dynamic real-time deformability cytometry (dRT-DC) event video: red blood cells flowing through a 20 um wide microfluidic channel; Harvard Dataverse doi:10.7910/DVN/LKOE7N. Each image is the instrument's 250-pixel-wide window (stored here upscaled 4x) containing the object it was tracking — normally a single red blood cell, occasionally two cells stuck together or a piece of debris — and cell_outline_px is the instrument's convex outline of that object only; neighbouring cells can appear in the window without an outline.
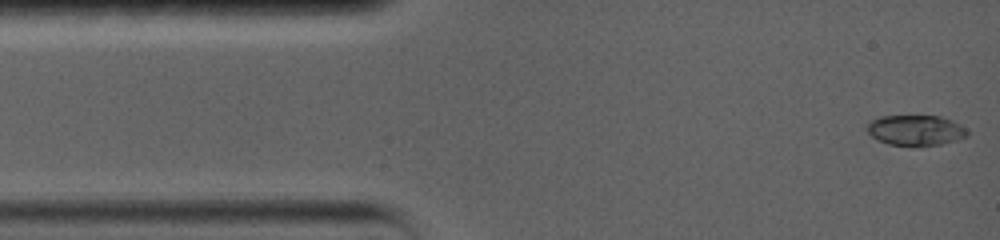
{"species": "common noctule bat (a hibernating species)", "species_latin": "Nyctalus noctula", "temperature_condition": "warm", "stored_images_in_passage": 86, "camera_frame_rate_fps": 5000, "um_per_image_px": 0.085, "animal": {"sex": "female", "body_mass_g": 19.0, "forearm_length_mm": 56.7}, "frame": {"image": 1, "passage_image": 1, "time_ms": 0.0, "image_size_px": [1000, 240], "cell_outline_px": [[968, 136], [956, 140], [940, 144], [912, 148], [888, 144], [872, 136], [864, 128], [872, 120], [880, 116], [940, 116], [952, 120], [960, 124], [968, 132]], "centroid_in_image_um": [77.82, 11.1], "position_along_channel_um": 7.2, "area_um2": 18.09}}
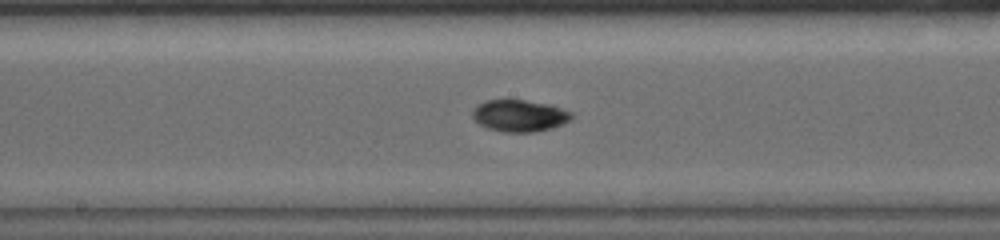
{"frame": {"image": 2, "passage_image": 37, "time_ms": 7.2, "image_size_px": [1000, 240], "cell_outline_px": [[572, 120], [548, 128], [532, 132], [504, 132], [488, 128], [480, 124], [472, 116], [472, 108], [476, 104], [484, 100], [524, 100], [552, 104], [572, 112]], "centroid_in_image_um": [44.13, 9.81], "position_along_channel_um": 204.1, "area_um2": 18.38}}
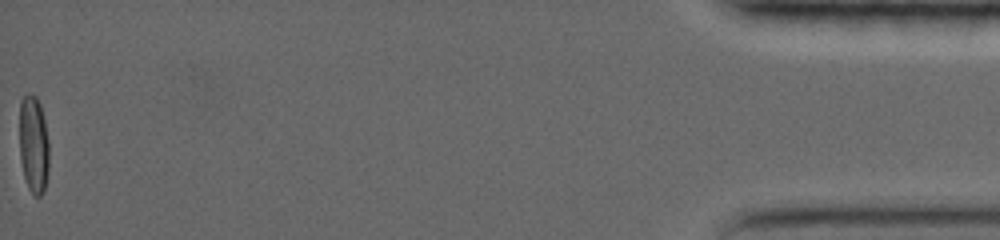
{"frame": {"image": 3, "passage_image": 86, "time_ms": 17.0, "image_size_px": [1000, 240], "cell_outline_px": [[48, 172], [44, 192], [40, 196], [32, 196], [28, 188], [24, 176], [20, 160], [20, 100], [28, 92], [32, 92], [36, 96], [40, 104], [44, 120], [48, 144]], "centroid_in_image_um": [2.84, 12.29], "position_along_channel_um": 432.4, "area_um2": 16.99}, "authors_computed_cell_mechanics": {"area_um2": 17.1377, "velocity_mm_per_s": 3.7864, "shape_relaxation_time_tau1_ms": 6.4435, "shape_relaxation_time_tau2_ms": null, "deformation_change_tau1": 0.252, "deformation_change_tau2": null}}